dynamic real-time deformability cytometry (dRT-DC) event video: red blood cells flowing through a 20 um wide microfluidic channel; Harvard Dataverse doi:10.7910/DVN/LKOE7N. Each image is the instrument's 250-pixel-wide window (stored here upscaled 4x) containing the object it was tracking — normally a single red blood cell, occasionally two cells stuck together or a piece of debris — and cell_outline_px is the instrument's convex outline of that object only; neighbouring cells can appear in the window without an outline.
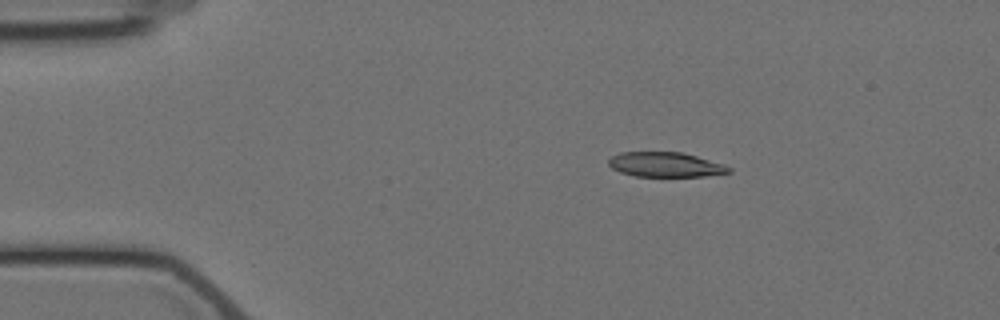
{"species": "Egyptian fruit bat (a non-hibernating species)", "species_latin": "Rousettus aegyptiacus", "temperature_condition": "cold", "stored_images_in_passage": 5, "camera_frame_rate_fps": 3000, "um_per_image_px": 0.085, "animal": {"sex": "female"}, "frame": {"image": 1, "passage_image": 3, "time_ms": 2.333, "image_size_px": [1000, 320], "cell_outline_px": [[732, 172], [704, 176], [636, 176], [620, 172], [612, 168], [608, 164], [608, 160], [612, 156], [620, 152], [680, 152], [696, 156], [724, 164], [732, 168]], "centroid_in_image_um": [56.57, 13.99], "position_along_channel_um": 28.4, "area_um2": 17.28}}
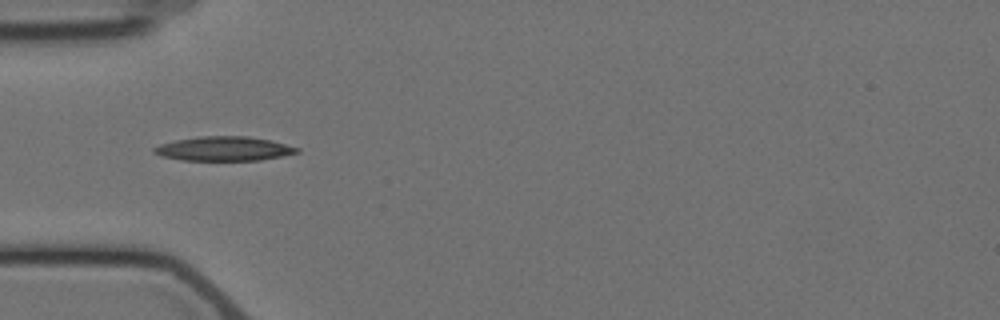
{"frame": {"image": 2, "passage_image": 5, "time_ms": 5.0, "image_size_px": [1000, 320], "cell_outline_px": [[300, 152], [260, 160], [180, 160], [160, 156], [152, 152], [152, 148], [160, 144], [176, 140], [200, 136], [248, 136], [268, 140], [300, 148]], "centroid_in_image_um": [18.98, 12.64], "position_along_channel_um": 66.0, "area_um2": 20.11}}